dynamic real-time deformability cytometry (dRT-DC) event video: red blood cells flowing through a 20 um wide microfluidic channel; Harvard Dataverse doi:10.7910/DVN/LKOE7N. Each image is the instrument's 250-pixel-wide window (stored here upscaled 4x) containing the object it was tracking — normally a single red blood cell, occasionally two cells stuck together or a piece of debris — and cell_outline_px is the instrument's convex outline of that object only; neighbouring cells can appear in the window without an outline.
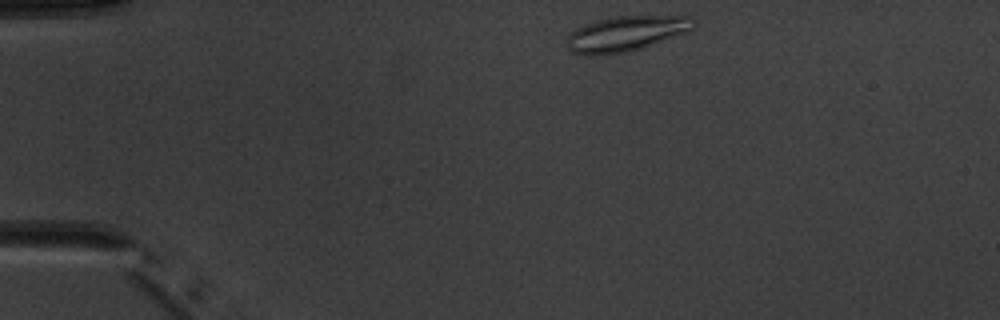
{"species": "common noctule bat (a hibernating species)", "species_latin": "Nyctalus noctula", "temperature_condition": "warm", "stored_images_in_passage": 2, "camera_frame_rate_fps": 3000, "um_per_image_px": 0.085, "animal": {"sex": "male", "body_mass_g": 20.1, "forearm_length_mm": 53.5}, "frame": {"image": 1, "passage_image": 1, "time_ms": 0.0, "image_size_px": [1000, 320], "cell_outline_px": [[696, 24], [688, 32], [628, 52], [604, 56], [584, 56], [572, 52], [568, 48], [568, 36], [576, 28], [584, 24], [616, 16], [692, 16], [696, 20]], "centroid_in_image_um": [53.21, 2.87], "position_along_channel_um": 31.8, "area_um2": 26.13}}